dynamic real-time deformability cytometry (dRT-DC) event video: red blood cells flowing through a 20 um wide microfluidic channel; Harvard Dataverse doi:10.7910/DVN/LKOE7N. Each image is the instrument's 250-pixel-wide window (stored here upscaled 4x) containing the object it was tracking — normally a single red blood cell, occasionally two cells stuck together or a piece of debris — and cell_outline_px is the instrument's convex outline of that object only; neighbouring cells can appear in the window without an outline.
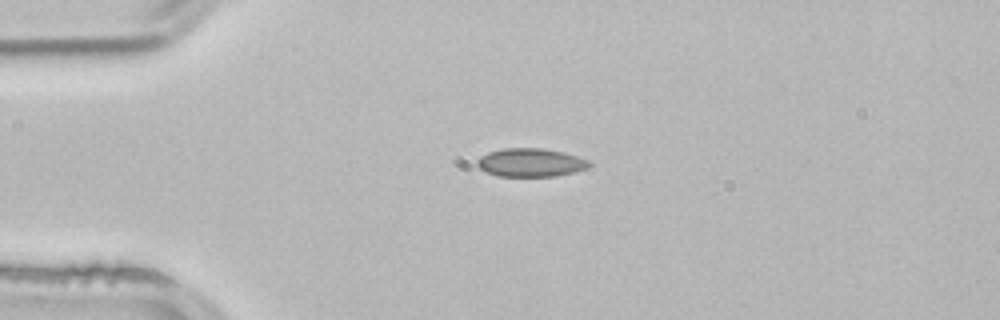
{"species": "common noctule bat (a hibernating species)", "species_latin": "Nyctalus noctula", "temperature_condition": "room temperature", "stored_images_in_passage": 3, "camera_frame_rate_fps": 3000, "um_per_image_px": 0.085, "animal": {"sex": "male", "body_mass_g": 21.5, "forearm_length_mm": 52.0}, "frame": {"image": 1, "passage_image": 3, "time_ms": 0.667, "image_size_px": [1000, 320], "cell_outline_px": [[592, 164], [588, 168], [576, 172], [556, 176], [500, 176], [484, 172], [476, 164], [476, 160], [480, 156], [488, 152], [504, 148], [540, 148], [564, 152], [588, 160]], "centroid_in_image_um": [45.1, 13.82], "position_along_channel_um": 39.9, "area_um2": 18.67}}